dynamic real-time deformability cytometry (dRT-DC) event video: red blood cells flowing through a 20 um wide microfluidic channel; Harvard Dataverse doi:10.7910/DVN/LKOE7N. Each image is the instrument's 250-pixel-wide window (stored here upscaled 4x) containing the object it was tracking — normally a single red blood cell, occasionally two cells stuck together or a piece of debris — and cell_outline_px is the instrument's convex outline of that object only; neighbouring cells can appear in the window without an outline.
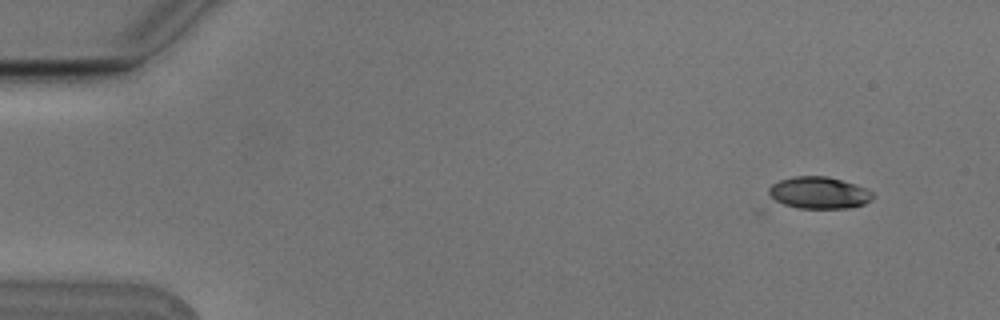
{"species": "Egyptian fruit bat (a non-hibernating species)", "species_latin": "Rousettus aegyptiacus", "temperature_condition": "cold", "stored_images_in_passage": 6, "camera_frame_rate_fps": 3000, "um_per_image_px": 0.085, "animal": {"sex": "male"}, "frame": {"image": 1, "passage_image": 2, "time_ms": 0.333, "image_size_px": [1000, 320], "cell_outline_px": [[872, 200], [864, 204], [852, 208], [800, 208], [784, 204], [776, 200], [768, 192], [768, 188], [772, 184], [780, 180], [792, 176], [828, 176], [864, 188], [872, 192]], "centroid_in_image_um": [69.6, 16.38], "position_along_channel_um": 15.4, "area_um2": 19.07}}
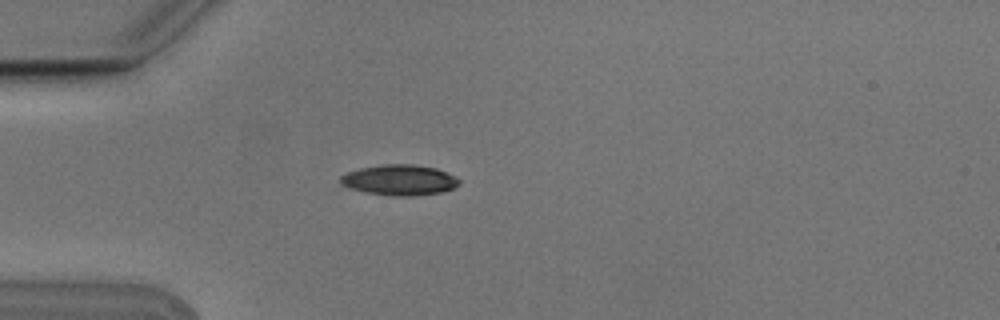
{"frame": {"image": 2, "passage_image": 5, "time_ms": 1.333, "image_size_px": [1000, 320], "cell_outline_px": [[460, 184], [452, 188], [440, 192], [412, 196], [392, 196], [368, 192], [352, 188], [340, 184], [340, 176], [348, 172], [360, 168], [384, 164], [412, 164], [436, 168], [460, 180]], "centroid_in_image_um": [33.94, 15.29], "position_along_channel_um": 51.1, "area_um2": 20.81}}